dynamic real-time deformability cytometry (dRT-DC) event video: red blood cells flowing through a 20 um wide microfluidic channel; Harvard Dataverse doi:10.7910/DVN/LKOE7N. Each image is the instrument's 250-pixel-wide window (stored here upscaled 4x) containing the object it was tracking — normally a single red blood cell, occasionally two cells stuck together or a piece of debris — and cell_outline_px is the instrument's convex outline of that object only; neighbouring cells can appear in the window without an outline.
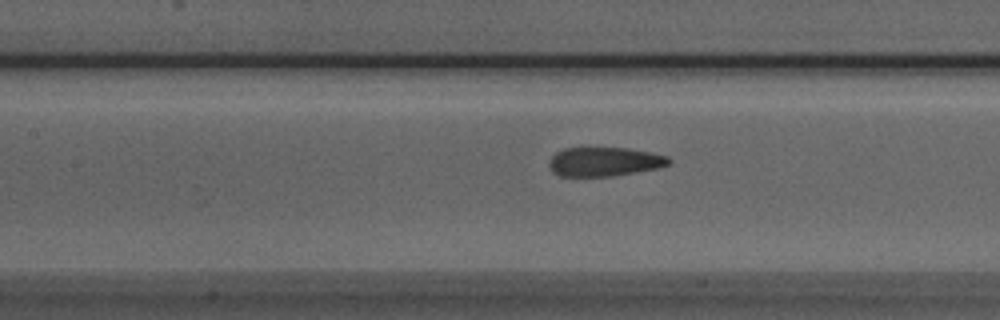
{"species": "Egyptian fruit bat (a non-hibernating species)", "species_latin": "Rousettus aegyptiacus", "temperature_condition": "room temperature", "stored_images_in_passage": 33, "camera_frame_rate_fps": 3000, "um_per_image_px": 0.085, "animal": {"sex": "male"}, "frame": {"image": 1, "passage_image": 11, "time_ms": 3.333, "image_size_px": [1000, 320], "cell_outline_px": [[672, 164], [656, 168], [612, 176], [560, 176], [552, 172], [548, 164], [548, 160], [556, 152], [564, 148], [628, 148], [668, 156], [672, 160]], "centroid_in_image_um": [51.35, 13.74], "position_along_channel_um": 156.0, "area_um2": 20.29}}
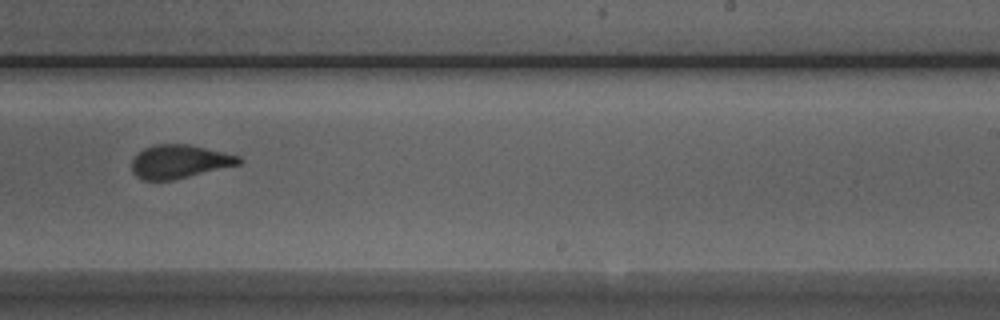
{"frame": {"image": 2, "passage_image": 20, "time_ms": 6.333, "image_size_px": [1000, 320], "cell_outline_px": [[244, 160], [240, 164], [172, 180], [144, 180], [136, 176], [132, 172], [132, 160], [144, 148], [152, 144], [192, 144], [240, 156]], "centroid_in_image_um": [15.27, 13.72], "position_along_channel_um": 273.7, "area_um2": 20.92}}
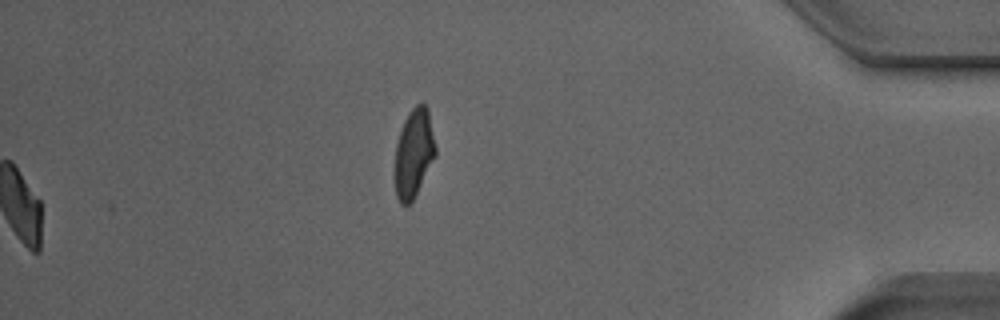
{"frame": {"image": 3, "passage_image": 33, "time_ms": 10.667, "image_size_px": [1000, 320], "cell_outline_px": [[436, 156], [412, 200], [408, 204], [400, 204], [396, 196], [396, 144], [404, 120], [408, 112], [416, 104], [424, 104], [428, 108], [436, 148]], "centroid_in_image_um": [35.19, 12.98], "position_along_channel_um": 400.0, "area_um2": 20.58}, "authors_computed_cell_mechanics": {"area_um2": 21.5594, "velocity_mm_per_s": 3.9428, "shape_relaxation_time_tau1_ms": 5.8699, "shape_relaxation_time_tau2_ms": 1.1977, "deformation_change_tau1": 0.1851, "deformation_change_tau2": 0.0811}}